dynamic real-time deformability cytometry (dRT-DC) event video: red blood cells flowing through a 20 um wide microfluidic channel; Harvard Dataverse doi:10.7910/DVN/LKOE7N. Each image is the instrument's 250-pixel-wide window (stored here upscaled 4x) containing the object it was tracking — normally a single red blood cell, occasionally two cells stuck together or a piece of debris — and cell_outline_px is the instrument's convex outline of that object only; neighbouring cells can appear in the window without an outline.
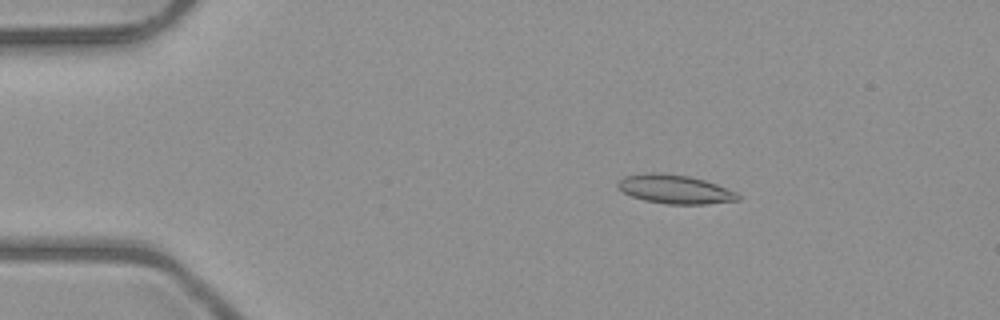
{"species": "common noctule bat (a hibernating species)", "species_latin": "Nyctalus noctula", "temperature_condition": "room temperature", "stored_images_in_passage": 52, "camera_frame_rate_fps": 3000, "um_per_image_px": 0.085, "animal": {"sex": "male", "body_mass_g": 23.1, "forearm_length_mm": 52.7}, "frame": {"image": 1, "passage_image": 9, "time_ms": 2.667, "image_size_px": [1000, 320], "cell_outline_px": [[740, 200], [708, 204], [668, 204], [644, 200], [632, 196], [624, 192], [616, 184], [624, 176], [644, 172], [660, 172], [688, 176], [704, 180], [716, 184], [736, 192], [740, 196]], "centroid_in_image_um": [57.37, 16.08], "position_along_channel_um": 27.6, "area_um2": 20.17}}
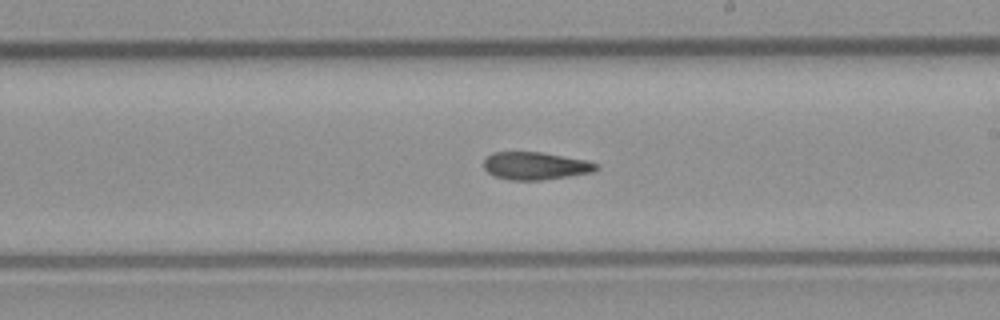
{"frame": {"image": 2, "passage_image": 30, "time_ms": 9.667, "image_size_px": [1000, 320], "cell_outline_px": [[600, 168], [592, 172], [568, 176], [540, 180], [508, 180], [492, 176], [484, 168], [484, 160], [492, 152], [540, 152], [588, 160], [600, 164]], "centroid_in_image_um": [45.52, 14.1], "position_along_channel_um": 243.5, "area_um2": 18.26}}
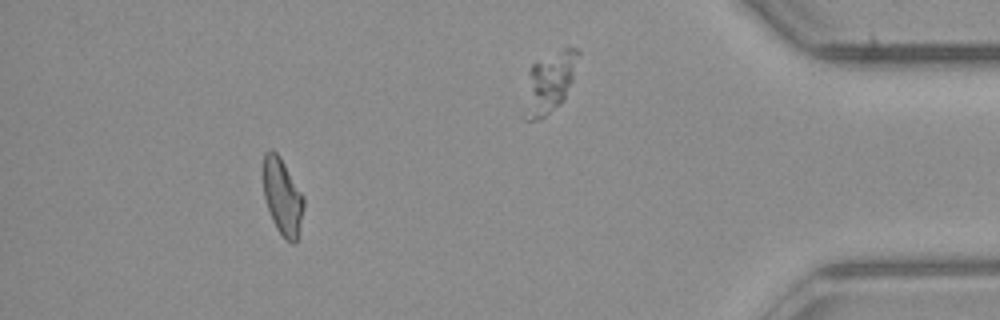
{"frame": {"image": 3, "passage_image": 47, "time_ms": 15.333, "image_size_px": [1000, 320], "cell_outline_px": [[304, 208], [296, 244], [292, 244], [284, 240], [276, 228], [272, 220], [264, 196], [264, 152], [268, 148], [272, 148], [280, 156], [304, 196]], "centroid_in_image_um": [24.02, 16.74], "position_along_channel_um": 411.2, "area_um2": 18.21}, "authors_computed_cell_mechanics": {"area_um2": 18.8717, "velocity_mm_per_s": 4.0299, "shape_relaxation_time_tau1_ms": null, "shape_relaxation_time_tau2_ms": 4.8341, "deformation_change_tau1": null, "deformation_change_tau2": 0.134}}